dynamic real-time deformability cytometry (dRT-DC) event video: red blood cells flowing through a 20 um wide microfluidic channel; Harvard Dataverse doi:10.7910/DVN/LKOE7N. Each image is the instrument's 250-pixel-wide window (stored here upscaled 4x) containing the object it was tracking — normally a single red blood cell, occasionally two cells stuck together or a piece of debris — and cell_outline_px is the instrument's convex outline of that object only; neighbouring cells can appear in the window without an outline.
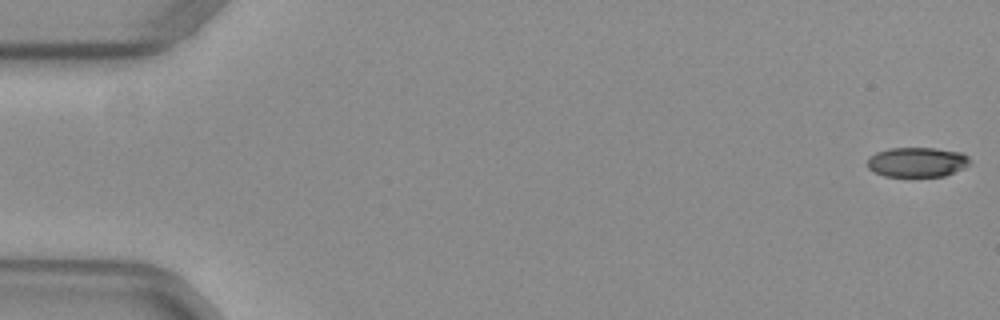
{"species": "common noctule bat (a hibernating species)", "species_latin": "Nyctalus noctula", "temperature_condition": "warm", "stored_images_in_passage": 52, "camera_frame_rate_fps": 3000, "um_per_image_px": 0.085, "animal": {"sex": "female", "body_mass_g": 29.2, "forearm_length_mm": 56.3}, "frame": {"image": 1, "passage_image": 1, "time_ms": 0.0, "image_size_px": [1000, 320], "cell_outline_px": [[972, 160], [964, 168], [944, 176], [884, 176], [868, 168], [868, 156], [876, 152], [888, 148], [936, 148], [960, 152], [968, 156]], "centroid_in_image_um": [77.96, 13.77], "position_along_channel_um": 7.0, "area_um2": 17.8}}
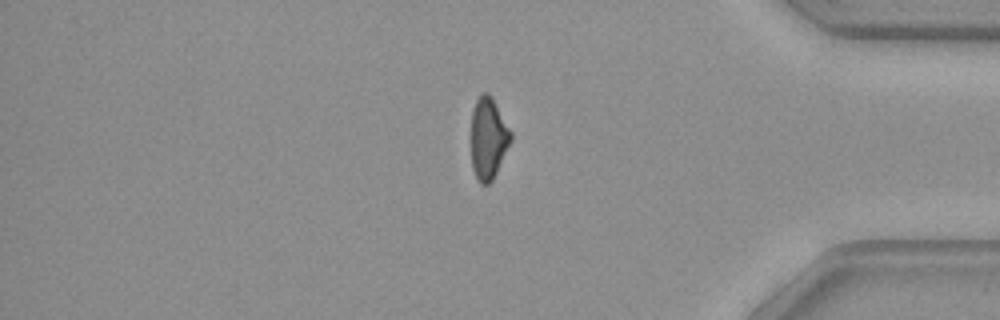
{"frame": {"image": 2, "passage_image": 44, "time_ms": 14.333, "image_size_px": [1000, 320], "cell_outline_px": [[512, 140], [492, 180], [488, 184], [480, 184], [472, 168], [472, 108], [480, 92], [488, 92], [492, 96], [512, 132]], "centroid_in_image_um": [41.51, 11.71], "position_along_channel_um": 393.7, "area_um2": 18.9}}
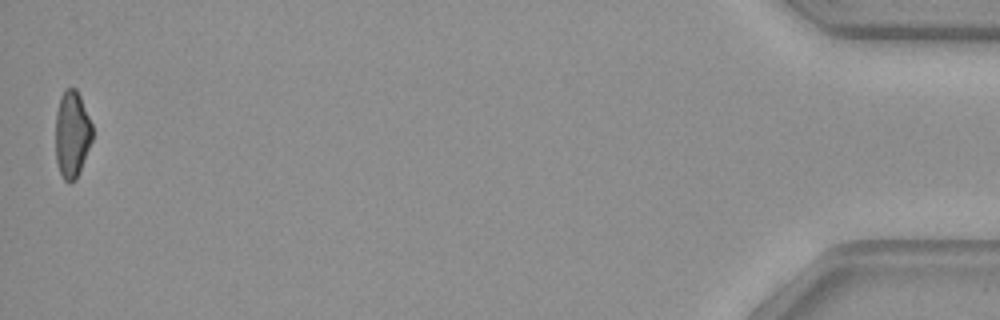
{"frame": {"image": 3, "passage_image": 52, "time_ms": 17.0, "image_size_px": [1000, 320], "cell_outline_px": [[92, 140], [80, 172], [76, 180], [68, 184], [64, 180], [60, 172], [56, 160], [56, 112], [60, 96], [68, 88], [76, 88], [80, 96], [92, 124]], "centroid_in_image_um": [6.12, 11.44], "position_along_channel_um": 429.1, "area_um2": 18.67}, "authors_computed_cell_mechanics": {"area_um2": 19.7965, "velocity_mm_per_s": 4.0088, "shape_relaxation_time_tau1_ms": null, "shape_relaxation_time_tau2_ms": 5.2789, "deformation_change_tau1": null, "deformation_change_tau2": 0.125}}